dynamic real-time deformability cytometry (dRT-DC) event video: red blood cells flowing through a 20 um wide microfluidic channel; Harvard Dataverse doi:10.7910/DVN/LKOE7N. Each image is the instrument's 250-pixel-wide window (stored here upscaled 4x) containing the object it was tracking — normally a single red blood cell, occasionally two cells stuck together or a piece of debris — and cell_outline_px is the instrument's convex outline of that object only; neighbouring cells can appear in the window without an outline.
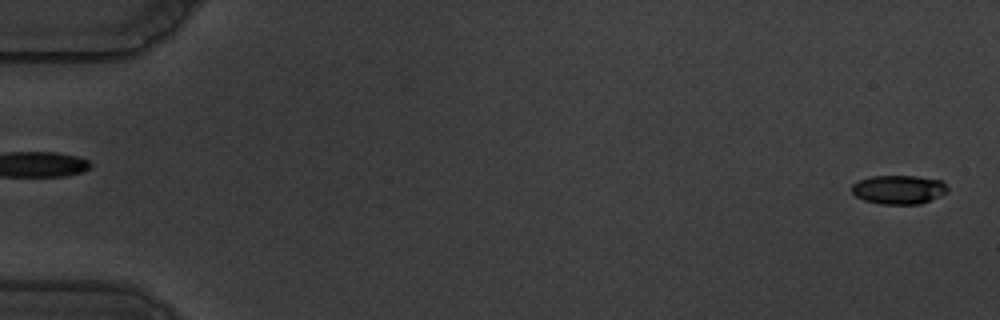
{"species": "common noctule bat (a hibernating species)", "species_latin": "Nyctalus noctula", "temperature_condition": "warm", "stored_images_in_passage": 11, "camera_frame_rate_fps": 3000, "um_per_image_px": 0.085, "animal": {"sex": "male", "body_mass_g": 19.5, "forearm_length_mm": 54.6}, "frame": {"image": 1, "passage_image": 1, "time_ms": 0.0, "image_size_px": [1000, 320], "cell_outline_px": [[948, 192], [920, 204], [880, 204], [864, 200], [856, 196], [852, 192], [852, 184], [860, 180], [872, 176], [916, 176], [940, 180], [948, 188]], "centroid_in_image_um": [76.38, 16.12], "position_along_channel_um": 8.6, "area_um2": 16.01}}